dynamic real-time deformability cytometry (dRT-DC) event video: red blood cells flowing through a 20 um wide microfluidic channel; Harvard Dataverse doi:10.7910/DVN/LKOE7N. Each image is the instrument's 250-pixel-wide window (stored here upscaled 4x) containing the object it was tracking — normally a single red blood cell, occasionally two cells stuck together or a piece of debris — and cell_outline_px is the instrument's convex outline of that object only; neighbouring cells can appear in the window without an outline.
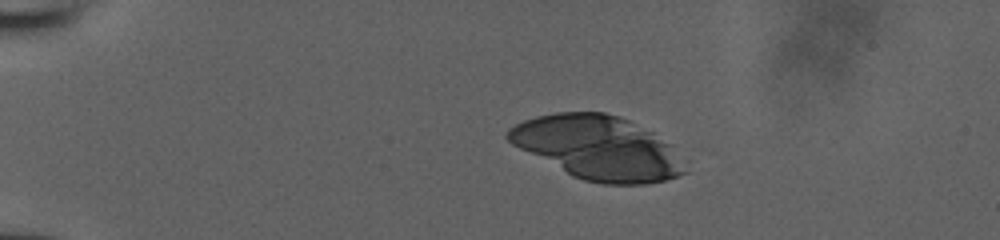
{"species": "human", "species_latin": "Homo sapiens", "temperature_condition": "room temperature", "stored_images_in_passage": 53, "camera_frame_rate_fps": 3000, "um_per_image_px": 0.085, "donor": {"sex": "male"}, "frame": {"image": 1, "passage_image": 12, "time_ms": 3.667, "image_size_px": [1000, 240], "cell_outline_px": [[692, 160], [688, 172], [664, 180], [648, 184], [604, 184], [584, 180], [572, 176], [512, 144], [504, 136], [508, 128], [524, 120], [536, 116], [556, 112], [604, 112], [620, 116], [652, 132], [672, 144]], "centroid_in_image_um": [50.94, 12.57], "position_along_channel_um": 34.1, "area_um2": 66.59}}
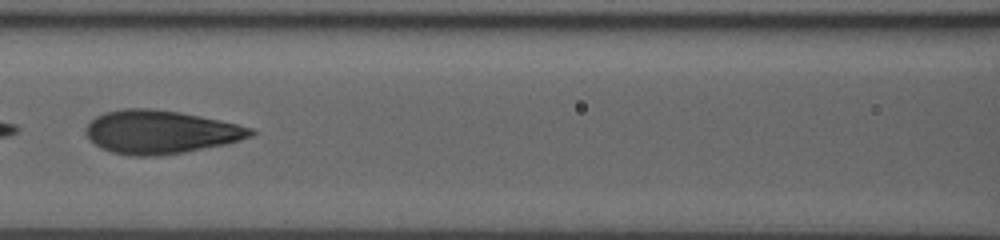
{"frame": {"image": 2, "passage_image": 27, "time_ms": 8.667, "image_size_px": [1000, 240], "cell_outline_px": [[256, 132], [252, 136], [240, 140], [224, 144], [184, 152], [156, 156], [132, 156], [112, 152], [100, 148], [88, 140], [84, 132], [88, 124], [96, 116], [104, 112], [124, 108], [148, 108], [180, 112], [220, 120], [252, 128]], "centroid_in_image_um": [13.59, 11.22], "position_along_channel_um": 153.0, "area_um2": 41.67}}
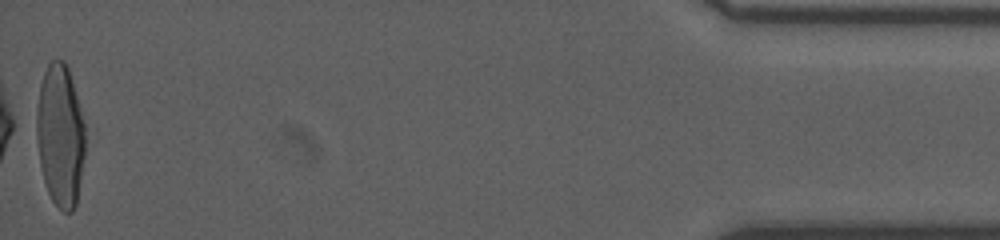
{"frame": {"image": 3, "passage_image": 53, "time_ms": 17.333, "image_size_px": [1000, 240], "cell_outline_px": [[84, 156], [76, 204], [72, 212], [64, 212], [52, 200], [48, 192], [44, 180], [40, 164], [36, 140], [36, 108], [40, 84], [44, 72], [48, 64], [52, 60], [64, 60], [68, 68], [80, 108], [84, 124]], "centroid_in_image_um": [5.1, 11.5], "position_along_channel_um": 430.1, "area_um2": 40.11}}